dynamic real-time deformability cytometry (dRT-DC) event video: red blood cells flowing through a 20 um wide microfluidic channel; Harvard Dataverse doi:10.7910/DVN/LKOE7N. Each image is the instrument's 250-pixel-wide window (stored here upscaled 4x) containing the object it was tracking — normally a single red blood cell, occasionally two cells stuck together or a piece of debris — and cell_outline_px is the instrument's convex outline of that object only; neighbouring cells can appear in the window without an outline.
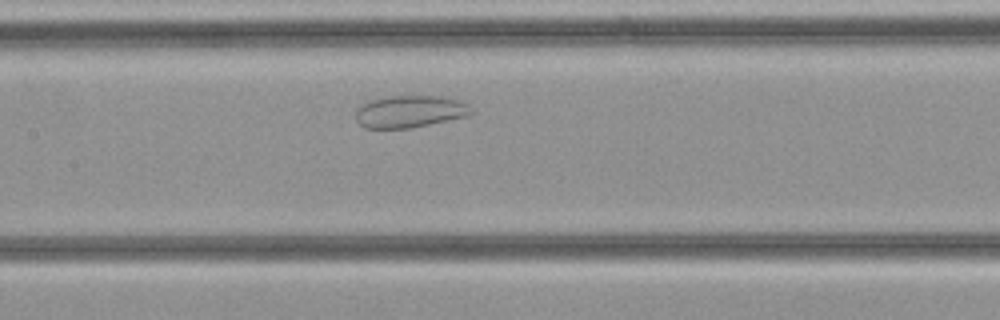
{"species": "common noctule bat (a hibernating species)", "species_latin": "Nyctalus noctula", "temperature_condition": "cold", "stored_images_in_passage": 27, "camera_frame_rate_fps": 3000, "um_per_image_px": 0.085, "animal": {"sex": "female", "body_mass_g": 21.9}, "frame": {"image": 1, "passage_image": 8, "time_ms": 2.333, "image_size_px": [1000, 320], "cell_outline_px": [[476, 112], [468, 116], [412, 128], [364, 128], [356, 120], [356, 108], [368, 100], [392, 96], [436, 96], [456, 100], [468, 104]], "centroid_in_image_um": [34.84, 9.49], "position_along_channel_um": 172.6, "area_um2": 21.73}}